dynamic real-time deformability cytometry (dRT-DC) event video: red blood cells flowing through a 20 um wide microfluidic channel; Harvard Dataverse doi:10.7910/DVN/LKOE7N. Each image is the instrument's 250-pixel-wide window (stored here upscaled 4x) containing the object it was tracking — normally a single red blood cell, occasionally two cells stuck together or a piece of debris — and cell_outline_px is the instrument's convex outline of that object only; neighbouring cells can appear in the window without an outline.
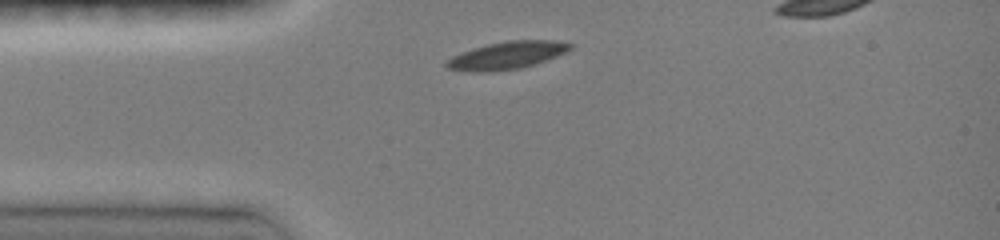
{"species": "common noctule bat (a hibernating species)", "species_latin": "Nyctalus noctula", "temperature_condition": "room temperature", "stored_images_in_passage": 12, "segment_of_instrument_passage": [1, 2], "camera_frame_rate_fps": 3000, "um_per_image_px": 0.085, "animal": {"sex": "female", "body_mass_g": 19.0, "forearm_length_mm": 51.5}, "frame": {"image": 1, "passage_image": 1, "time_ms": 0.0, "image_size_px": [1000, 240], "cell_outline_px": [[572, 48], [556, 56], [536, 64], [520, 68], [488, 72], [472, 72], [448, 68], [444, 64], [452, 56], [472, 48], [488, 44], [508, 40], [552, 40], [572, 44]], "centroid_in_image_um": [43.07, 4.71], "position_along_channel_um": 41.9, "area_um2": 19.71}}
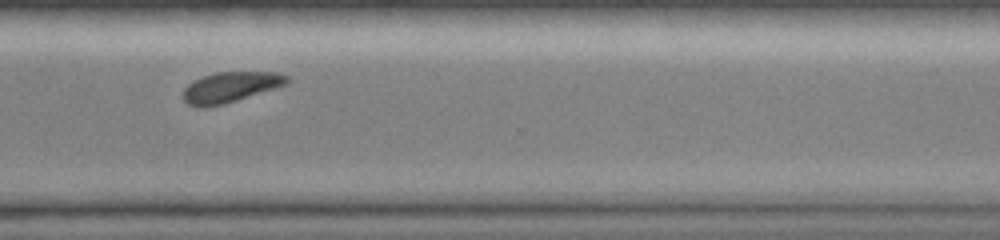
{"frame": {"image": 2, "passage_image": 9, "time_ms": 8.0, "image_size_px": [1000, 240], "cell_outline_px": [[292, 80], [288, 84], [224, 104], [204, 108], [200, 108], [188, 104], [184, 100], [184, 88], [188, 84], [204, 76], [216, 72], [276, 72], [288, 76]], "centroid_in_image_um": [19.62, 7.41], "position_along_channel_um": 351.0, "area_um2": 18.38}}
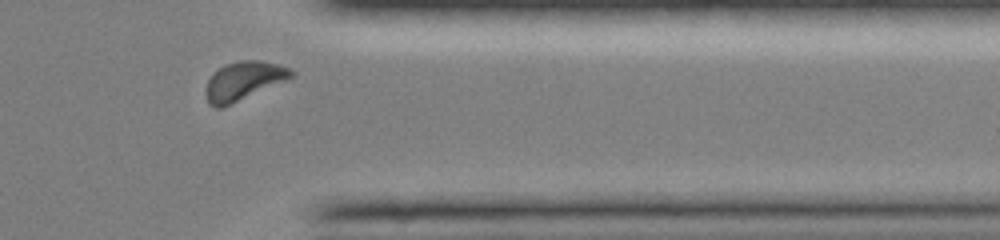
{"frame": {"image": 3, "passage_image": 10, "time_ms": 9.0, "image_size_px": [1000, 240], "cell_outline_px": [[296, 72], [288, 80], [220, 108], [216, 108], [208, 104], [204, 92], [204, 88], [208, 80], [224, 64], [240, 60], [260, 60], [276, 64], [288, 68]], "centroid_in_image_um": [20.68, 6.88], "position_along_channel_um": 390.7, "area_um2": 19.13}}